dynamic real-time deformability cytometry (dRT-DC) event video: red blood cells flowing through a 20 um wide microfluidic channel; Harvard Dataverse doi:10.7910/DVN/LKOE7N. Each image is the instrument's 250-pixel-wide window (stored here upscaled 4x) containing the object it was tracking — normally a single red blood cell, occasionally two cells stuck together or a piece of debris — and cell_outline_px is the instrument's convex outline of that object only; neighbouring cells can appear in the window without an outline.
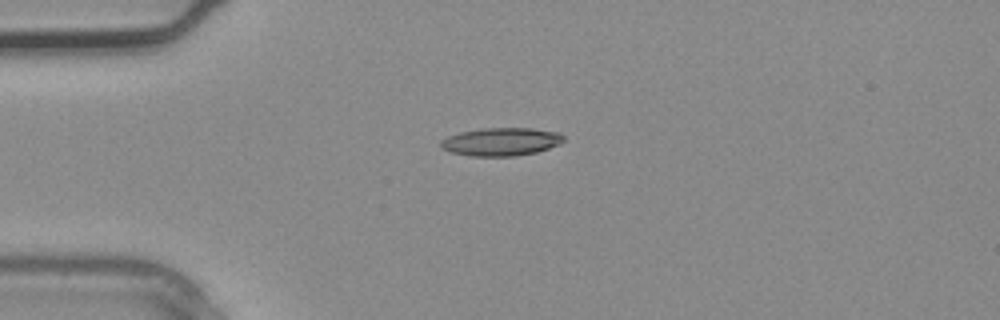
{"species": "common noctule bat (a hibernating species)", "species_latin": "Nyctalus noctula", "temperature_condition": "warm", "stored_images_in_passage": 3, "camera_frame_rate_fps": 3000, "um_per_image_px": 0.085, "animal": {"sex": "male", "body_mass_g": 20.4}, "frame": {"image": 1, "passage_image": 3, "time_ms": 0.667, "image_size_px": [1000, 320], "cell_outline_px": [[564, 140], [560, 144], [536, 152], [516, 156], [468, 156], [452, 152], [440, 148], [440, 140], [448, 136], [460, 132], [480, 128], [532, 128], [560, 132], [564, 136]], "centroid_in_image_um": [42.59, 12.04], "position_along_channel_um": 42.4, "area_um2": 20.29}}